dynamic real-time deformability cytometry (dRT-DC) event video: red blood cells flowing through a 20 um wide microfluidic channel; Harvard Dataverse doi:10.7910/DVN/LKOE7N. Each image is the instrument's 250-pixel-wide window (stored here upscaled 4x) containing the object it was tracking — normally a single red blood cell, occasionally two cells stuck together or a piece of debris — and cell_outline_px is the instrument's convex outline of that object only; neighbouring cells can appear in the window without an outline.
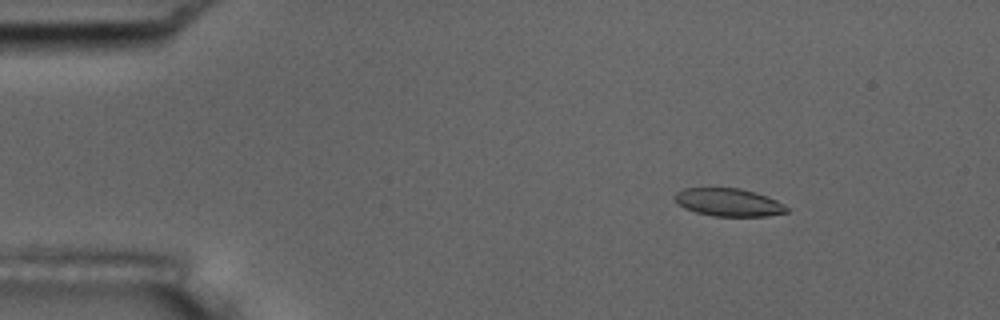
{"species": "common noctule bat (a hibernating species)", "species_latin": "Nyctalus noctula", "temperature_condition": "room temperature", "stored_images_in_passage": 5, "camera_frame_rate_fps": 3000, "um_per_image_px": 0.085, "animal": {"sex": "male", "body_mass_g": 17.5, "forearm_length_mm": 52.3}, "frame": {"image": 1, "passage_image": 3, "time_ms": 2.0, "image_size_px": [1000, 320], "cell_outline_px": [[788, 212], [768, 216], [712, 216], [696, 212], [684, 208], [676, 204], [672, 196], [676, 192], [684, 188], [740, 188], [756, 192], [776, 200], [784, 204], [788, 208]], "centroid_in_image_um": [61.89, 17.2], "position_along_channel_um": 23.1, "area_um2": 18.38}}